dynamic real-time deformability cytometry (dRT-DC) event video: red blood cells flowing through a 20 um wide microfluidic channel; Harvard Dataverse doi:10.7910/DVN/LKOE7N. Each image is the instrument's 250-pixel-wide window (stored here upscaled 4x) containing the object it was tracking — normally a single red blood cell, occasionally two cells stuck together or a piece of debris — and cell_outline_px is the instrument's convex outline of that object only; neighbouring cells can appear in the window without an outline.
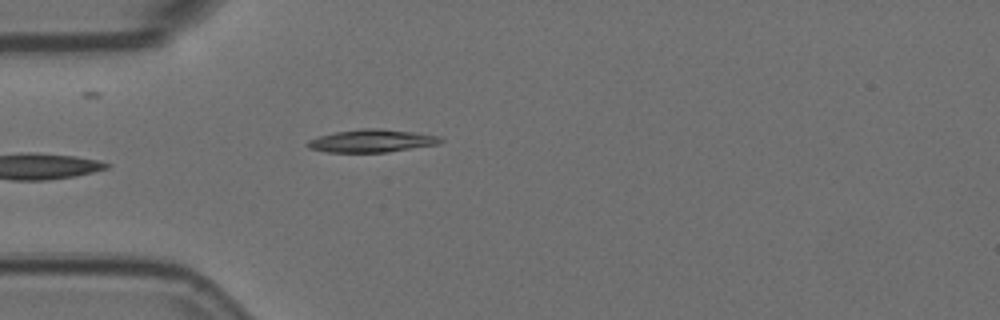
{"species": "Egyptian fruit bat (a non-hibernating species)", "species_latin": "Rousettus aegyptiacus", "temperature_condition": "room temperature", "stored_images_in_passage": 6, "segment_of_instrument_passage": [2, 2], "camera_frame_rate_fps": 3000, "um_per_image_px": 0.085, "animal": {"sex": "female"}, "frame": {"image": 1, "passage_image": 6, "time_ms": 1.667, "image_size_px": [1000, 320], "cell_outline_px": [[444, 140], [440, 144], [388, 152], [328, 152], [308, 148], [304, 144], [308, 140], [320, 136], [336, 132], [360, 128], [380, 128], [412, 132], [440, 136]], "centroid_in_image_um": [31.61, 11.97], "position_along_channel_um": 53.4, "area_um2": 17.74}}